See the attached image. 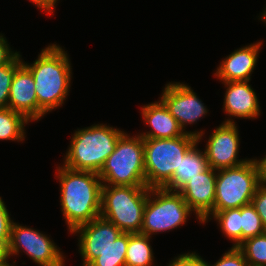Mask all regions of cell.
I'll return each instance as SVG.
<instances>
[{
  "label": "cell",
  "mask_w": 266,
  "mask_h": 266,
  "mask_svg": "<svg viewBox=\"0 0 266 266\" xmlns=\"http://www.w3.org/2000/svg\"><path fill=\"white\" fill-rule=\"evenodd\" d=\"M8 45L6 38L0 34V67L9 64L19 54L11 51Z\"/></svg>",
  "instance_id": "cell-30"
},
{
  "label": "cell",
  "mask_w": 266,
  "mask_h": 266,
  "mask_svg": "<svg viewBox=\"0 0 266 266\" xmlns=\"http://www.w3.org/2000/svg\"><path fill=\"white\" fill-rule=\"evenodd\" d=\"M28 121L22 114L11 109H0V140L23 141L25 124Z\"/></svg>",
  "instance_id": "cell-21"
},
{
  "label": "cell",
  "mask_w": 266,
  "mask_h": 266,
  "mask_svg": "<svg viewBox=\"0 0 266 266\" xmlns=\"http://www.w3.org/2000/svg\"><path fill=\"white\" fill-rule=\"evenodd\" d=\"M8 245L0 241V265L8 262Z\"/></svg>",
  "instance_id": "cell-33"
},
{
  "label": "cell",
  "mask_w": 266,
  "mask_h": 266,
  "mask_svg": "<svg viewBox=\"0 0 266 266\" xmlns=\"http://www.w3.org/2000/svg\"><path fill=\"white\" fill-rule=\"evenodd\" d=\"M191 213L178 191L149 188L140 233L151 237L154 233L170 231L183 225Z\"/></svg>",
  "instance_id": "cell-8"
},
{
  "label": "cell",
  "mask_w": 266,
  "mask_h": 266,
  "mask_svg": "<svg viewBox=\"0 0 266 266\" xmlns=\"http://www.w3.org/2000/svg\"><path fill=\"white\" fill-rule=\"evenodd\" d=\"M21 249L40 266H64L65 257L53 240L38 230L13 221L8 244L9 258L18 255Z\"/></svg>",
  "instance_id": "cell-9"
},
{
  "label": "cell",
  "mask_w": 266,
  "mask_h": 266,
  "mask_svg": "<svg viewBox=\"0 0 266 266\" xmlns=\"http://www.w3.org/2000/svg\"><path fill=\"white\" fill-rule=\"evenodd\" d=\"M242 242L266 232L262 220L252 203L241 207Z\"/></svg>",
  "instance_id": "cell-24"
},
{
  "label": "cell",
  "mask_w": 266,
  "mask_h": 266,
  "mask_svg": "<svg viewBox=\"0 0 266 266\" xmlns=\"http://www.w3.org/2000/svg\"><path fill=\"white\" fill-rule=\"evenodd\" d=\"M150 237L141 233H130L129 243L126 251V266H152L153 249Z\"/></svg>",
  "instance_id": "cell-19"
},
{
  "label": "cell",
  "mask_w": 266,
  "mask_h": 266,
  "mask_svg": "<svg viewBox=\"0 0 266 266\" xmlns=\"http://www.w3.org/2000/svg\"><path fill=\"white\" fill-rule=\"evenodd\" d=\"M261 44L257 42L235 50L220 62L214 75L223 82L250 81Z\"/></svg>",
  "instance_id": "cell-16"
},
{
  "label": "cell",
  "mask_w": 266,
  "mask_h": 266,
  "mask_svg": "<svg viewBox=\"0 0 266 266\" xmlns=\"http://www.w3.org/2000/svg\"><path fill=\"white\" fill-rule=\"evenodd\" d=\"M124 133L103 124L78 129L74 132L66 152L64 166L72 170L98 174Z\"/></svg>",
  "instance_id": "cell-3"
},
{
  "label": "cell",
  "mask_w": 266,
  "mask_h": 266,
  "mask_svg": "<svg viewBox=\"0 0 266 266\" xmlns=\"http://www.w3.org/2000/svg\"><path fill=\"white\" fill-rule=\"evenodd\" d=\"M256 161L259 167L260 183L266 185V155L261 160L256 159Z\"/></svg>",
  "instance_id": "cell-32"
},
{
  "label": "cell",
  "mask_w": 266,
  "mask_h": 266,
  "mask_svg": "<svg viewBox=\"0 0 266 266\" xmlns=\"http://www.w3.org/2000/svg\"><path fill=\"white\" fill-rule=\"evenodd\" d=\"M263 18V17H266V8H265V11L262 13V15L260 16V18Z\"/></svg>",
  "instance_id": "cell-34"
},
{
  "label": "cell",
  "mask_w": 266,
  "mask_h": 266,
  "mask_svg": "<svg viewBox=\"0 0 266 266\" xmlns=\"http://www.w3.org/2000/svg\"><path fill=\"white\" fill-rule=\"evenodd\" d=\"M207 266H249V264L241 250L238 247L232 246L215 264L210 265L207 262Z\"/></svg>",
  "instance_id": "cell-26"
},
{
  "label": "cell",
  "mask_w": 266,
  "mask_h": 266,
  "mask_svg": "<svg viewBox=\"0 0 266 266\" xmlns=\"http://www.w3.org/2000/svg\"><path fill=\"white\" fill-rule=\"evenodd\" d=\"M251 203L260 216L263 226L266 229V185L260 184L257 187Z\"/></svg>",
  "instance_id": "cell-28"
},
{
  "label": "cell",
  "mask_w": 266,
  "mask_h": 266,
  "mask_svg": "<svg viewBox=\"0 0 266 266\" xmlns=\"http://www.w3.org/2000/svg\"><path fill=\"white\" fill-rule=\"evenodd\" d=\"M236 122L231 118L222 122L209 136L204 150L208 166L215 169L234 168L247 162L239 160V134Z\"/></svg>",
  "instance_id": "cell-10"
},
{
  "label": "cell",
  "mask_w": 266,
  "mask_h": 266,
  "mask_svg": "<svg viewBox=\"0 0 266 266\" xmlns=\"http://www.w3.org/2000/svg\"><path fill=\"white\" fill-rule=\"evenodd\" d=\"M237 247L249 266H266V232L244 240Z\"/></svg>",
  "instance_id": "cell-23"
},
{
  "label": "cell",
  "mask_w": 266,
  "mask_h": 266,
  "mask_svg": "<svg viewBox=\"0 0 266 266\" xmlns=\"http://www.w3.org/2000/svg\"><path fill=\"white\" fill-rule=\"evenodd\" d=\"M263 22L266 23V17L261 18Z\"/></svg>",
  "instance_id": "cell-36"
},
{
  "label": "cell",
  "mask_w": 266,
  "mask_h": 266,
  "mask_svg": "<svg viewBox=\"0 0 266 266\" xmlns=\"http://www.w3.org/2000/svg\"><path fill=\"white\" fill-rule=\"evenodd\" d=\"M249 82H223L227 88L223 108L230 117L255 119L260 115L258 98Z\"/></svg>",
  "instance_id": "cell-17"
},
{
  "label": "cell",
  "mask_w": 266,
  "mask_h": 266,
  "mask_svg": "<svg viewBox=\"0 0 266 266\" xmlns=\"http://www.w3.org/2000/svg\"><path fill=\"white\" fill-rule=\"evenodd\" d=\"M214 208L211 212L240 208L250 204L260 183L256 159L234 168L217 170Z\"/></svg>",
  "instance_id": "cell-7"
},
{
  "label": "cell",
  "mask_w": 266,
  "mask_h": 266,
  "mask_svg": "<svg viewBox=\"0 0 266 266\" xmlns=\"http://www.w3.org/2000/svg\"><path fill=\"white\" fill-rule=\"evenodd\" d=\"M216 172L208 167L178 190L200 223L214 208Z\"/></svg>",
  "instance_id": "cell-13"
},
{
  "label": "cell",
  "mask_w": 266,
  "mask_h": 266,
  "mask_svg": "<svg viewBox=\"0 0 266 266\" xmlns=\"http://www.w3.org/2000/svg\"><path fill=\"white\" fill-rule=\"evenodd\" d=\"M18 54L9 64L0 67V109L7 108L9 103V91L16 68L22 63Z\"/></svg>",
  "instance_id": "cell-25"
},
{
  "label": "cell",
  "mask_w": 266,
  "mask_h": 266,
  "mask_svg": "<svg viewBox=\"0 0 266 266\" xmlns=\"http://www.w3.org/2000/svg\"><path fill=\"white\" fill-rule=\"evenodd\" d=\"M148 193L147 186L102 185L100 217L124 233H140Z\"/></svg>",
  "instance_id": "cell-4"
},
{
  "label": "cell",
  "mask_w": 266,
  "mask_h": 266,
  "mask_svg": "<svg viewBox=\"0 0 266 266\" xmlns=\"http://www.w3.org/2000/svg\"><path fill=\"white\" fill-rule=\"evenodd\" d=\"M197 144L181 159L179 168H176L171 181L164 189L178 191L191 178H194L209 167L205 152L198 150Z\"/></svg>",
  "instance_id": "cell-18"
},
{
  "label": "cell",
  "mask_w": 266,
  "mask_h": 266,
  "mask_svg": "<svg viewBox=\"0 0 266 266\" xmlns=\"http://www.w3.org/2000/svg\"><path fill=\"white\" fill-rule=\"evenodd\" d=\"M8 108L22 114L28 121H38V100L34 78L30 70L21 63L14 73Z\"/></svg>",
  "instance_id": "cell-14"
},
{
  "label": "cell",
  "mask_w": 266,
  "mask_h": 266,
  "mask_svg": "<svg viewBox=\"0 0 266 266\" xmlns=\"http://www.w3.org/2000/svg\"><path fill=\"white\" fill-rule=\"evenodd\" d=\"M33 2L38 8L48 12V14L53 13V9L58 0H30Z\"/></svg>",
  "instance_id": "cell-31"
},
{
  "label": "cell",
  "mask_w": 266,
  "mask_h": 266,
  "mask_svg": "<svg viewBox=\"0 0 266 266\" xmlns=\"http://www.w3.org/2000/svg\"><path fill=\"white\" fill-rule=\"evenodd\" d=\"M57 168L60 182V205L68 231L100 217L102 181L97 173Z\"/></svg>",
  "instance_id": "cell-1"
},
{
  "label": "cell",
  "mask_w": 266,
  "mask_h": 266,
  "mask_svg": "<svg viewBox=\"0 0 266 266\" xmlns=\"http://www.w3.org/2000/svg\"><path fill=\"white\" fill-rule=\"evenodd\" d=\"M168 266H207V262L196 252H192L175 257Z\"/></svg>",
  "instance_id": "cell-29"
},
{
  "label": "cell",
  "mask_w": 266,
  "mask_h": 266,
  "mask_svg": "<svg viewBox=\"0 0 266 266\" xmlns=\"http://www.w3.org/2000/svg\"><path fill=\"white\" fill-rule=\"evenodd\" d=\"M22 63L34 78L38 100V120L61 107L70 91L71 64L66 51L52 44L42 49L33 64Z\"/></svg>",
  "instance_id": "cell-2"
},
{
  "label": "cell",
  "mask_w": 266,
  "mask_h": 266,
  "mask_svg": "<svg viewBox=\"0 0 266 266\" xmlns=\"http://www.w3.org/2000/svg\"><path fill=\"white\" fill-rule=\"evenodd\" d=\"M198 142L185 133L176 138H143L146 186L164 188L172 179L181 159Z\"/></svg>",
  "instance_id": "cell-5"
},
{
  "label": "cell",
  "mask_w": 266,
  "mask_h": 266,
  "mask_svg": "<svg viewBox=\"0 0 266 266\" xmlns=\"http://www.w3.org/2000/svg\"><path fill=\"white\" fill-rule=\"evenodd\" d=\"M130 233L122 232L113 245L100 253L88 266H126L125 258Z\"/></svg>",
  "instance_id": "cell-22"
},
{
  "label": "cell",
  "mask_w": 266,
  "mask_h": 266,
  "mask_svg": "<svg viewBox=\"0 0 266 266\" xmlns=\"http://www.w3.org/2000/svg\"><path fill=\"white\" fill-rule=\"evenodd\" d=\"M141 112L145 124H148L150 128H152L148 132L140 133L139 135L142 138H176L188 133L196 136L198 138V142H200L202 136L204 135L202 130L200 132L183 131L179 126L178 121L169 112L167 106L162 100L144 105Z\"/></svg>",
  "instance_id": "cell-15"
},
{
  "label": "cell",
  "mask_w": 266,
  "mask_h": 266,
  "mask_svg": "<svg viewBox=\"0 0 266 266\" xmlns=\"http://www.w3.org/2000/svg\"><path fill=\"white\" fill-rule=\"evenodd\" d=\"M135 136L124 133L119 138L98 173L103 185L146 186L143 138Z\"/></svg>",
  "instance_id": "cell-6"
},
{
  "label": "cell",
  "mask_w": 266,
  "mask_h": 266,
  "mask_svg": "<svg viewBox=\"0 0 266 266\" xmlns=\"http://www.w3.org/2000/svg\"><path fill=\"white\" fill-rule=\"evenodd\" d=\"M0 266H14V265H13V264L11 265V264H9V263L7 262V263L2 264V265H0Z\"/></svg>",
  "instance_id": "cell-35"
},
{
  "label": "cell",
  "mask_w": 266,
  "mask_h": 266,
  "mask_svg": "<svg viewBox=\"0 0 266 266\" xmlns=\"http://www.w3.org/2000/svg\"><path fill=\"white\" fill-rule=\"evenodd\" d=\"M160 98L183 131L186 125H193L208 112L191 87L180 82L168 83Z\"/></svg>",
  "instance_id": "cell-11"
},
{
  "label": "cell",
  "mask_w": 266,
  "mask_h": 266,
  "mask_svg": "<svg viewBox=\"0 0 266 266\" xmlns=\"http://www.w3.org/2000/svg\"><path fill=\"white\" fill-rule=\"evenodd\" d=\"M212 215L217 220L220 228L225 237L232 240L233 246L237 247L242 242V230H241V207L226 209L218 212H210L203 220L202 223L208 222Z\"/></svg>",
  "instance_id": "cell-20"
},
{
  "label": "cell",
  "mask_w": 266,
  "mask_h": 266,
  "mask_svg": "<svg viewBox=\"0 0 266 266\" xmlns=\"http://www.w3.org/2000/svg\"><path fill=\"white\" fill-rule=\"evenodd\" d=\"M13 220H11L9 212L3 199L0 197V241L9 244L11 225Z\"/></svg>",
  "instance_id": "cell-27"
},
{
  "label": "cell",
  "mask_w": 266,
  "mask_h": 266,
  "mask_svg": "<svg viewBox=\"0 0 266 266\" xmlns=\"http://www.w3.org/2000/svg\"><path fill=\"white\" fill-rule=\"evenodd\" d=\"M79 235V252L83 266H88L100 253L110 248L122 231L102 217L80 225L72 232Z\"/></svg>",
  "instance_id": "cell-12"
}]
</instances>
